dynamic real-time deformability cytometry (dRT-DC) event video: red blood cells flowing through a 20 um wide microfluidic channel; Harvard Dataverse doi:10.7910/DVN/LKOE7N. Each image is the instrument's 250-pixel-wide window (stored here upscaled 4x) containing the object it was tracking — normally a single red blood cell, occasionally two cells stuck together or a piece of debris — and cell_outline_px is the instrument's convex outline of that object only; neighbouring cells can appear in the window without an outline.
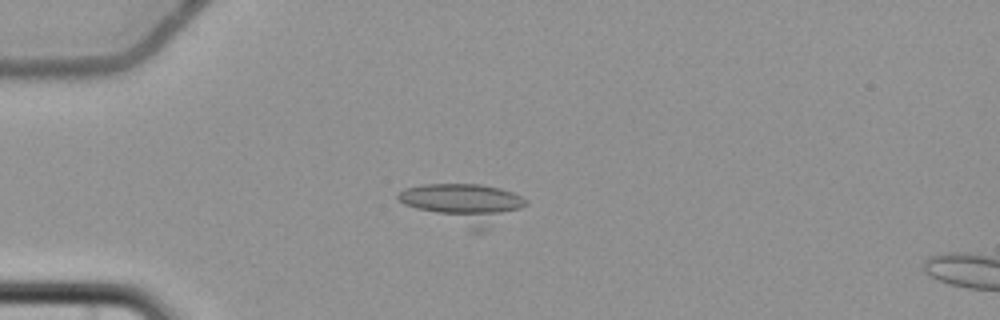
{"species": "common noctule bat (a hibernating species)", "species_latin": "Nyctalus noctula", "temperature_condition": "cold", "stored_images_in_passage": 8, "camera_frame_rate_fps": 3000, "um_per_image_px": 0.085, "animal": {"sex": "female", "body_mass_g": 22.7, "forearm_length_mm": 54.2}, "frame": {"image": 1, "passage_image": 6, "time_ms": 7.0, "image_size_px": [1000, 320], "cell_outline_px": [[528, 204], [484, 232], [472, 232], [404, 204], [396, 196], [404, 188], [420, 184], [480, 184], [500, 188], [512, 192], [528, 200]], "centroid_in_image_um": [39.43, 17.32], "position_along_channel_um": 45.6, "area_um2": 29.71}}